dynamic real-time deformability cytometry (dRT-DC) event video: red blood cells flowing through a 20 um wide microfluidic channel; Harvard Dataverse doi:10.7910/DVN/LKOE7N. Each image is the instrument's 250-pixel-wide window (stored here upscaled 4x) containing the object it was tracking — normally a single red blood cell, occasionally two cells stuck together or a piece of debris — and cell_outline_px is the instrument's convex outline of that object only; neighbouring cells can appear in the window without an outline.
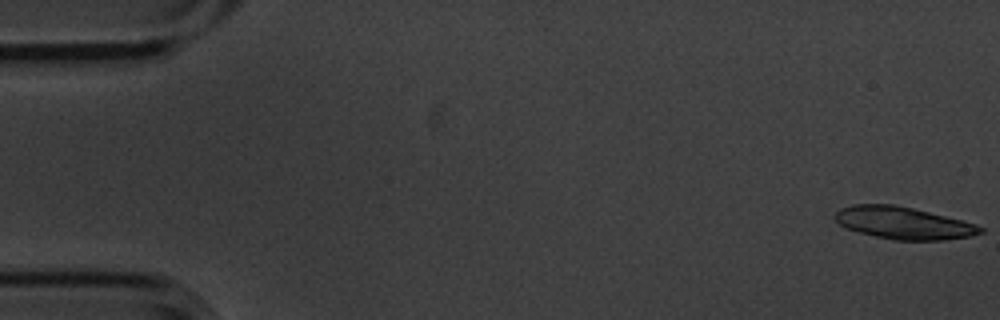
{"species": "common noctule bat (a hibernating species)", "species_latin": "Nyctalus noctula", "temperature_condition": "cold", "stored_images_in_passage": 5, "camera_frame_rate_fps": 3000, "um_per_image_px": 0.085, "animal": {"sex": "male", "body_mass_g": 20.1, "forearm_length_mm": 53.5}, "frame": {"image": 1, "passage_image": 1, "time_ms": 0.0, "image_size_px": [1000, 320], "cell_outline_px": [[984, 232], [968, 236], [944, 240], [892, 240], [844, 228], [836, 220], [836, 212], [840, 208], [852, 204], [892, 204], [912, 208], [976, 224], [984, 228]], "centroid_in_image_um": [76.76, 18.95], "position_along_channel_um": 8.2, "area_um2": 26.99}}